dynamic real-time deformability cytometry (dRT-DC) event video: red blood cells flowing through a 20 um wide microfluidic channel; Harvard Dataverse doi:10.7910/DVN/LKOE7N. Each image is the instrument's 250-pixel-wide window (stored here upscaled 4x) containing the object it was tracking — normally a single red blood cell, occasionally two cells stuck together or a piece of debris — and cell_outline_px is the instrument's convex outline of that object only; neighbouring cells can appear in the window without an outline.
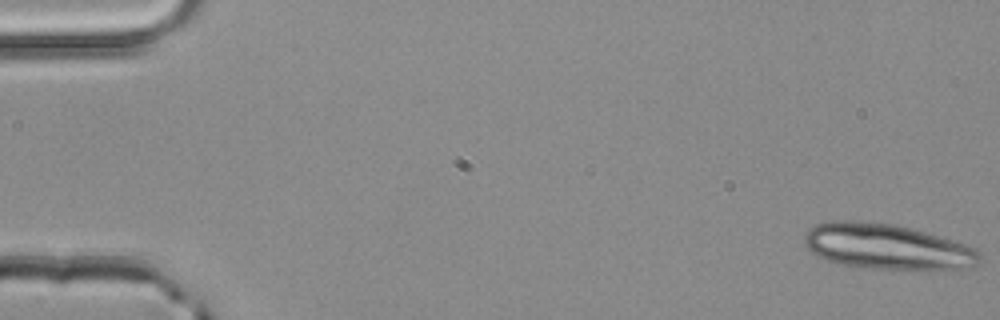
{"species": "common noctule bat (a hibernating species)", "species_latin": "Nyctalus noctula", "temperature_condition": "room temperature", "stored_images_in_passage": 17, "camera_frame_rate_fps": 3000, "um_per_image_px": 0.085, "animal": {"sex": "male", "body_mass_g": 20.4}, "frame": {"image": 1, "passage_image": 1, "time_ms": 0.0, "image_size_px": [1000, 320], "cell_outline_px": [[980, 264], [972, 268], [932, 272], [872, 268], [840, 264], [816, 256], [804, 244], [804, 232], [808, 228], [816, 224], [832, 220], [848, 220], [892, 224], [924, 232], [952, 240], [976, 248], [980, 252]], "centroid_in_image_um": [75.45, 21.01], "position_along_channel_um": 9.6, "area_um2": 47.34}}